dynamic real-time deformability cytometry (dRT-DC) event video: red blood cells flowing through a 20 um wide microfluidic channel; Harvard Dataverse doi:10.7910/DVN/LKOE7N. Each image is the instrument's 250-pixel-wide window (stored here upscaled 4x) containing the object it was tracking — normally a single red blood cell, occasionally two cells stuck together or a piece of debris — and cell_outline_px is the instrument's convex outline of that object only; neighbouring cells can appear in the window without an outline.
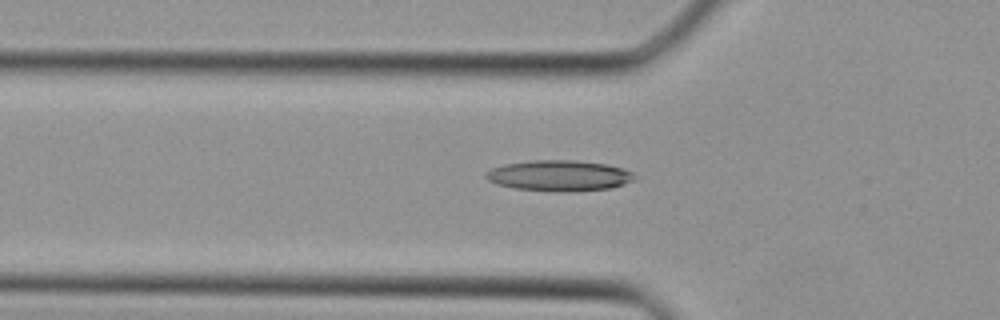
{"species": "Egyptian fruit bat (a non-hibernating species)", "species_latin": "Rousettus aegyptiacus", "temperature_condition": "cold", "stored_images_in_passage": 32, "camera_frame_rate_fps": 3000, "um_per_image_px": 0.085, "animal": {"sex": "female"}, "frame": {"image": 1, "passage_image": 7, "time_ms": 2.0, "image_size_px": [1000, 320], "cell_outline_px": [[636, 176], [632, 180], [624, 184], [612, 188], [516, 188], [496, 184], [488, 180], [484, 176], [484, 172], [492, 168], [504, 164], [532, 160], [572, 160], [608, 164], [624, 168], [632, 172]], "centroid_in_image_um": [47.51, 14.86], "position_along_channel_um": 78.3, "area_um2": 25.32}}
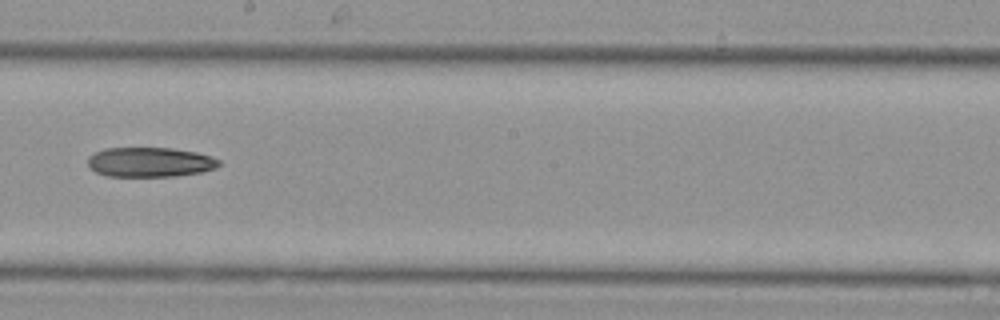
{"frame": {"image": 2, "passage_image": 16, "time_ms": 5.0, "image_size_px": [1000, 320], "cell_outline_px": [[220, 164], [216, 168], [200, 172], [172, 176], [108, 176], [96, 172], [88, 164], [88, 156], [104, 148], [172, 148], [196, 152], [212, 156], [220, 160]], "centroid_in_image_um": [12.76, 13.77], "position_along_channel_um": 235.4, "area_um2": 22.6}}
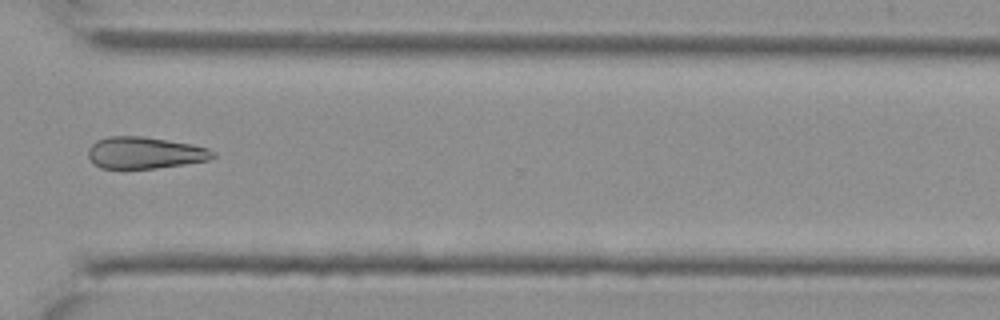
{"frame": {"image": 3, "passage_image": 23, "time_ms": 7.333, "image_size_px": [1000, 320], "cell_outline_px": [[216, 156], [208, 160], [184, 164], [156, 168], [100, 168], [92, 164], [88, 156], [88, 148], [96, 140], [108, 136], [140, 136], [192, 144], [208, 148], [216, 152]], "centroid_in_image_um": [12.29, 12.99], "position_along_channel_um": 358.3, "area_um2": 23.12}}